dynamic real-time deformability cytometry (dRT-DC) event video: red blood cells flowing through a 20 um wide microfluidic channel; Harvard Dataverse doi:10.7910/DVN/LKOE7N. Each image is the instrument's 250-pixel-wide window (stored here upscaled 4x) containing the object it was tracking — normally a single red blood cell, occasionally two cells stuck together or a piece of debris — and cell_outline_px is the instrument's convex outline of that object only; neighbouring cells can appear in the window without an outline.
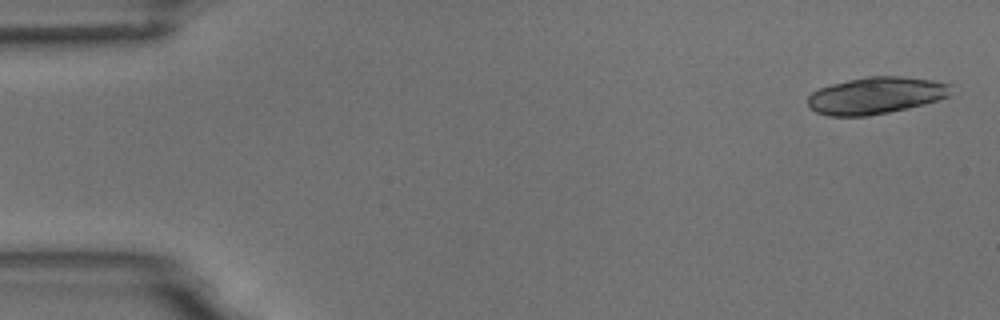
{"species": "common noctule bat (a hibernating species)", "species_latin": "Nyctalus noctula", "temperature_condition": "room temperature", "stored_images_in_passage": 7, "camera_frame_rate_fps": 3000, "um_per_image_px": 0.085, "animal": {"sex": "male", "body_mass_g": 18.8}, "frame": {"image": 1, "passage_image": 1, "time_ms": 0.0, "image_size_px": [1000, 320], "cell_outline_px": [[952, 84], [948, 96], [924, 104], [908, 108], [868, 116], [828, 116], [816, 112], [808, 104], [808, 96], [812, 92], [820, 88], [832, 84], [848, 80], [868, 76], [900, 76], [932, 80]], "centroid_in_image_um": [74.44, 8.12], "position_along_channel_um": 10.6, "area_um2": 30.63}}